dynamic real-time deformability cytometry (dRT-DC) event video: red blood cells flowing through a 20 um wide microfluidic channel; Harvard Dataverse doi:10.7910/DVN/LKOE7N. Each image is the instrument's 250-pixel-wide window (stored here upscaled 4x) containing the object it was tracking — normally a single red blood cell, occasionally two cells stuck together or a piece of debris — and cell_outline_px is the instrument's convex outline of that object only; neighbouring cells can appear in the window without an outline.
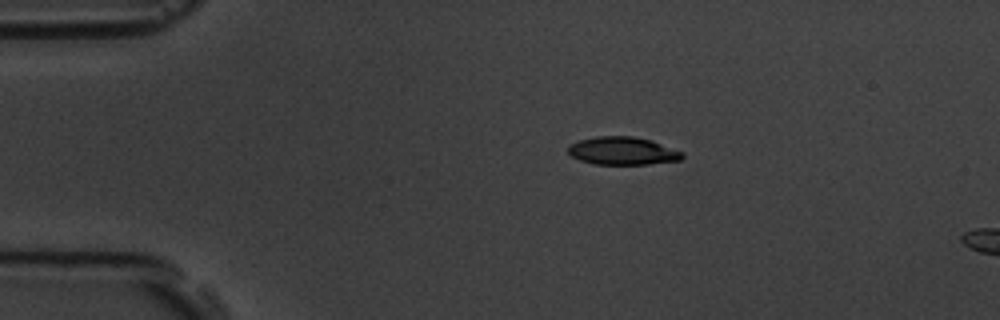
{"species": "common noctule bat (a hibernating species)", "species_latin": "Nyctalus noctula", "temperature_condition": "room temperature", "stored_images_in_passage": 2, "camera_frame_rate_fps": 3000, "um_per_image_px": 0.085, "animal": {"sex": "male", "body_mass_g": 19.5, "forearm_length_mm": 54.6}, "frame": {"image": 1, "passage_image": 1, "time_ms": 0.0, "image_size_px": [1000, 320], "cell_outline_px": [[684, 156], [680, 160], [648, 164], [596, 164], [580, 160], [572, 156], [568, 152], [568, 144], [580, 140], [596, 136], [632, 136], [652, 140], [684, 152]], "centroid_in_image_um": [52.94, 12.82], "position_along_channel_um": 32.1, "area_um2": 18.61}}